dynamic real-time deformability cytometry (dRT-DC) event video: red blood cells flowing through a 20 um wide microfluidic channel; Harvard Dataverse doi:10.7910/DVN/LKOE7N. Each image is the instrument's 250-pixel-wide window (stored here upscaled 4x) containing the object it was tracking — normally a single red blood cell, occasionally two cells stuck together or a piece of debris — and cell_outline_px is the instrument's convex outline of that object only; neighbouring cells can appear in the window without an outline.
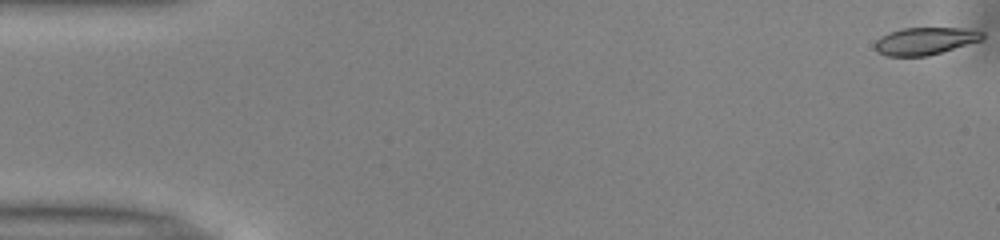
{"species": "common noctule bat (a hibernating species)", "species_latin": "Nyctalus noctula", "temperature_condition": "warm", "stored_images_in_passage": 42, "camera_frame_rate_fps": 3000, "um_per_image_px": 0.085, "animal": {"sex": "male", "body_mass_g": 13.0, "forearm_length_mm": 53.1}, "frame": {"image": 1, "passage_image": 1, "time_ms": 0.0, "image_size_px": [1000, 240], "cell_outline_px": [[984, 36], [980, 40], [928, 56], [884, 56], [876, 52], [876, 40], [880, 36], [888, 32], [900, 28], [960, 28], [984, 32]], "centroid_in_image_um": [78.56, 3.48], "position_along_channel_um": 6.4, "area_um2": 17.05}}
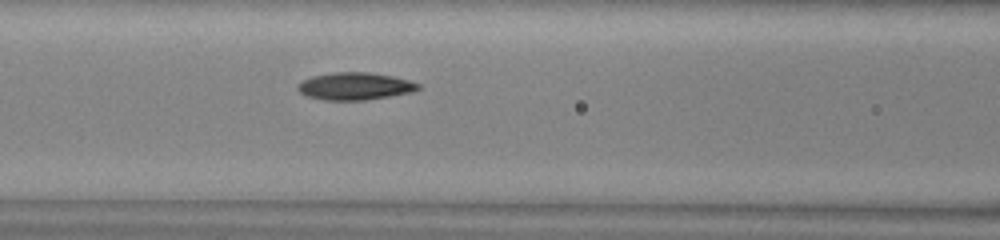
{"frame": {"image": 2, "passage_image": 22, "time_ms": 7.0, "image_size_px": [1000, 240], "cell_outline_px": [[420, 88], [412, 92], [364, 100], [324, 100], [308, 96], [300, 92], [296, 88], [300, 80], [312, 76], [332, 72], [368, 72], [392, 76], [408, 80], [420, 84]], "centroid_in_image_um": [30.13, 7.32], "position_along_channel_um": 136.5, "area_um2": 19.19}}
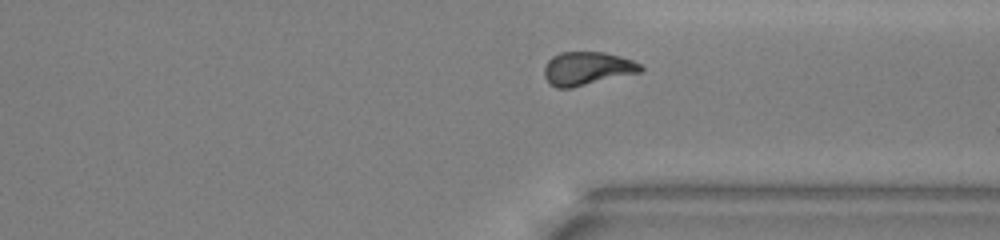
{"frame": {"image": 3, "passage_image": 39, "time_ms": 12.667, "image_size_px": [1000, 240], "cell_outline_px": [[644, 68], [640, 72], [572, 88], [556, 88], [548, 84], [544, 76], [544, 68], [548, 60], [552, 56], [560, 52], [604, 52], [620, 56], [632, 60], [640, 64]], "centroid_in_image_um": [49.87, 5.83], "position_along_channel_um": 361.5, "area_um2": 18.84}, "authors_computed_cell_mechanics": {"area_um2": 18.5827, "velocity_mm_per_s": 3.9702, "shape_relaxation_time_tau1_ms": 4.9273, "shape_relaxation_time_tau2_ms": 2.4368, "deformation_change_tau1": 0.1846, "deformation_change_tau2": 0.08}}